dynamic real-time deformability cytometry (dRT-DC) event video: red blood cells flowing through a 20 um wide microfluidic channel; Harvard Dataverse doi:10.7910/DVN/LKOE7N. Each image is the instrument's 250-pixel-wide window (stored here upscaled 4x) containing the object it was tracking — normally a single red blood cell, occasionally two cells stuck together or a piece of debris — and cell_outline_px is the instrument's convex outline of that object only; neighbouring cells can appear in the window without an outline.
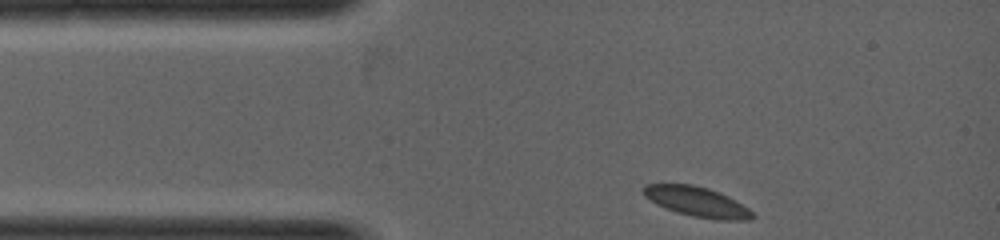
{"species": "common noctule bat (a hibernating species)", "species_latin": "Nyctalus noctula", "temperature_condition": "warm", "stored_images_in_passage": 27, "camera_frame_rate_fps": 5000, "um_per_image_px": 0.085, "animal": {"sex": "female", "body_mass_g": 19.0, "forearm_length_mm": 53.3}, "frame": {"image": 1, "passage_image": 1, "time_ms": 0.0, "image_size_px": [1000, 240], "cell_outline_px": [[756, 216], [752, 220], [720, 220], [692, 216], [676, 212], [656, 204], [644, 196], [640, 188], [644, 184], [692, 184], [708, 188], [720, 192], [736, 200], [748, 208]], "centroid_in_image_um": [59.23, 17.14], "position_along_channel_um": 25.8, "area_um2": 19.19}}
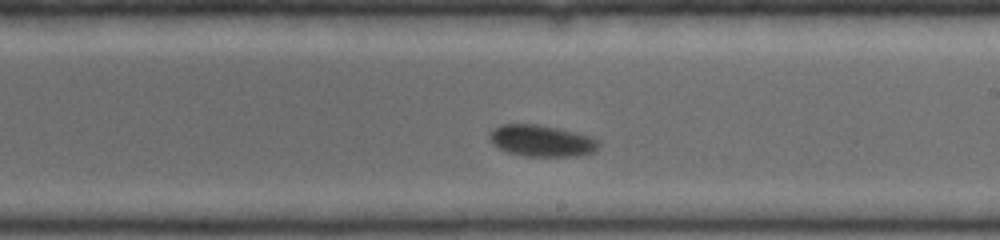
{"frame": {"image": 2, "passage_image": 16, "time_ms": 3.0, "image_size_px": [1000, 240], "cell_outline_px": [[600, 144], [592, 152], [576, 156], [524, 156], [508, 152], [492, 144], [488, 140], [488, 132], [492, 128], [500, 124], [536, 124], [576, 132], [588, 136], [596, 140]], "centroid_in_image_um": [45.94, 11.96], "position_along_channel_um": 243.1, "area_um2": 20.0}}
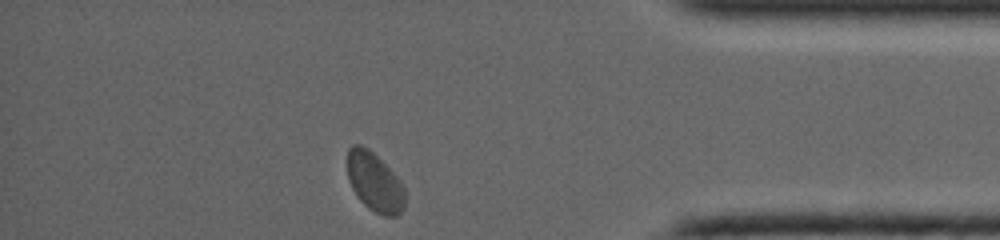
{"frame": {"image": 3, "passage_image": 27, "time_ms": 5.2, "image_size_px": [1000, 240], "cell_outline_px": [[404, 208], [396, 216], [384, 216], [368, 208], [360, 200], [352, 188], [348, 180], [348, 148], [352, 144], [360, 144], [368, 148], [400, 180], [404, 188]], "centroid_in_image_um": [31.83, 15.48], "position_along_channel_um": 403.4, "area_um2": 19.59}}